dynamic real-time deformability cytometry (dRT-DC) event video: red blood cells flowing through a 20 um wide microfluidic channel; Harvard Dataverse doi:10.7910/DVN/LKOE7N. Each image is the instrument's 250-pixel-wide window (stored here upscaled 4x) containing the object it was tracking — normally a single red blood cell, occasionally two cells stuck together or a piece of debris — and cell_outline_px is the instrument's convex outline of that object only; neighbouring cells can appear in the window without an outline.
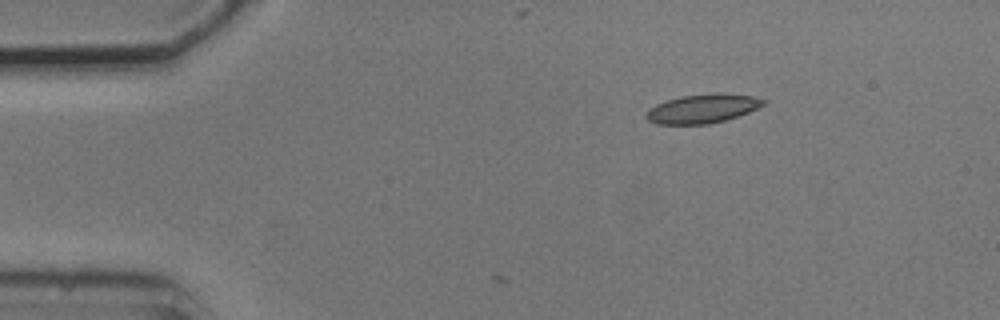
{"species": "common noctule bat (a hibernating species)", "species_latin": "Nyctalus noctula", "temperature_condition": "cold", "stored_images_in_passage": 3, "camera_frame_rate_fps": 3000, "um_per_image_px": 0.085, "animal": {"sex": "male", "body_mass_g": 20.5, "forearm_length_mm": 52.5}, "frame": {"image": 1, "passage_image": 1, "time_ms": 0.0, "image_size_px": [1000, 320], "cell_outline_px": [[768, 100], [764, 104], [748, 112], [724, 120], [708, 124], [656, 124], [648, 120], [644, 116], [656, 104], [680, 96], [720, 92], [752, 96]], "centroid_in_image_um": [59.73, 9.22], "position_along_channel_um": 25.3, "area_um2": 19.59}}